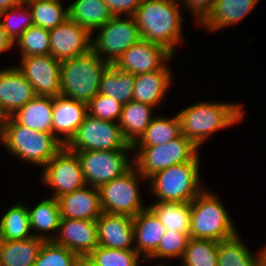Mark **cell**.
Wrapping results in <instances>:
<instances>
[{
    "label": "cell",
    "instance_id": "ee69618b",
    "mask_svg": "<svg viewBox=\"0 0 266 266\" xmlns=\"http://www.w3.org/2000/svg\"><path fill=\"white\" fill-rule=\"evenodd\" d=\"M14 49V43L12 40L7 36L6 31L2 27L0 23V54H4L6 51L10 49Z\"/></svg>",
    "mask_w": 266,
    "mask_h": 266
},
{
    "label": "cell",
    "instance_id": "484cf974",
    "mask_svg": "<svg viewBox=\"0 0 266 266\" xmlns=\"http://www.w3.org/2000/svg\"><path fill=\"white\" fill-rule=\"evenodd\" d=\"M69 19L93 34L114 15L104 0H74L68 5Z\"/></svg>",
    "mask_w": 266,
    "mask_h": 266
},
{
    "label": "cell",
    "instance_id": "603a6c76",
    "mask_svg": "<svg viewBox=\"0 0 266 266\" xmlns=\"http://www.w3.org/2000/svg\"><path fill=\"white\" fill-rule=\"evenodd\" d=\"M133 230L135 251L146 261L158 248L166 228L147 207L133 217Z\"/></svg>",
    "mask_w": 266,
    "mask_h": 266
},
{
    "label": "cell",
    "instance_id": "5b68a950",
    "mask_svg": "<svg viewBox=\"0 0 266 266\" xmlns=\"http://www.w3.org/2000/svg\"><path fill=\"white\" fill-rule=\"evenodd\" d=\"M0 146L19 161L39 169L44 167L64 146L53 135L32 130L10 117ZM38 166V167H37Z\"/></svg>",
    "mask_w": 266,
    "mask_h": 266
},
{
    "label": "cell",
    "instance_id": "e575fe53",
    "mask_svg": "<svg viewBox=\"0 0 266 266\" xmlns=\"http://www.w3.org/2000/svg\"><path fill=\"white\" fill-rule=\"evenodd\" d=\"M189 238L190 234H183L178 231H166L158 248L146 260L145 264L148 265L147 263L150 264L151 261H154L155 263L158 262L154 266H170L167 262L172 259L173 262L174 260H179L180 263V260L184 256Z\"/></svg>",
    "mask_w": 266,
    "mask_h": 266
},
{
    "label": "cell",
    "instance_id": "4316f807",
    "mask_svg": "<svg viewBox=\"0 0 266 266\" xmlns=\"http://www.w3.org/2000/svg\"><path fill=\"white\" fill-rule=\"evenodd\" d=\"M157 110L151 105L130 101L123 105L119 126L124 139L133 145L149 126ZM154 113V114H153Z\"/></svg>",
    "mask_w": 266,
    "mask_h": 266
},
{
    "label": "cell",
    "instance_id": "f6af8a7d",
    "mask_svg": "<svg viewBox=\"0 0 266 266\" xmlns=\"http://www.w3.org/2000/svg\"><path fill=\"white\" fill-rule=\"evenodd\" d=\"M11 115L0 104V140L3 138Z\"/></svg>",
    "mask_w": 266,
    "mask_h": 266
},
{
    "label": "cell",
    "instance_id": "ac0fdd59",
    "mask_svg": "<svg viewBox=\"0 0 266 266\" xmlns=\"http://www.w3.org/2000/svg\"><path fill=\"white\" fill-rule=\"evenodd\" d=\"M98 245L118 250H135L133 217L102 212L96 220Z\"/></svg>",
    "mask_w": 266,
    "mask_h": 266
},
{
    "label": "cell",
    "instance_id": "44dd1931",
    "mask_svg": "<svg viewBox=\"0 0 266 266\" xmlns=\"http://www.w3.org/2000/svg\"><path fill=\"white\" fill-rule=\"evenodd\" d=\"M61 219L96 221L102 214L98 188L85 185L57 198Z\"/></svg>",
    "mask_w": 266,
    "mask_h": 266
},
{
    "label": "cell",
    "instance_id": "7c38bea8",
    "mask_svg": "<svg viewBox=\"0 0 266 266\" xmlns=\"http://www.w3.org/2000/svg\"><path fill=\"white\" fill-rule=\"evenodd\" d=\"M40 179L56 199L87 185L77 154L65 146L42 168Z\"/></svg>",
    "mask_w": 266,
    "mask_h": 266
},
{
    "label": "cell",
    "instance_id": "d4e9b609",
    "mask_svg": "<svg viewBox=\"0 0 266 266\" xmlns=\"http://www.w3.org/2000/svg\"><path fill=\"white\" fill-rule=\"evenodd\" d=\"M54 97L35 96L26 105L17 110L11 117L20 125L32 130L53 133Z\"/></svg>",
    "mask_w": 266,
    "mask_h": 266
},
{
    "label": "cell",
    "instance_id": "60d3db41",
    "mask_svg": "<svg viewBox=\"0 0 266 266\" xmlns=\"http://www.w3.org/2000/svg\"><path fill=\"white\" fill-rule=\"evenodd\" d=\"M122 109V103L99 93L87 104L88 114L112 122H119Z\"/></svg>",
    "mask_w": 266,
    "mask_h": 266
},
{
    "label": "cell",
    "instance_id": "c3c4849f",
    "mask_svg": "<svg viewBox=\"0 0 266 266\" xmlns=\"http://www.w3.org/2000/svg\"><path fill=\"white\" fill-rule=\"evenodd\" d=\"M259 256H260V266H266V244L262 245V247L259 250Z\"/></svg>",
    "mask_w": 266,
    "mask_h": 266
},
{
    "label": "cell",
    "instance_id": "cb8c5ba5",
    "mask_svg": "<svg viewBox=\"0 0 266 266\" xmlns=\"http://www.w3.org/2000/svg\"><path fill=\"white\" fill-rule=\"evenodd\" d=\"M30 229L33 237L53 241L60 226V210L56 198L50 196L28 207ZM53 232V233H52Z\"/></svg>",
    "mask_w": 266,
    "mask_h": 266
},
{
    "label": "cell",
    "instance_id": "f1b7e54d",
    "mask_svg": "<svg viewBox=\"0 0 266 266\" xmlns=\"http://www.w3.org/2000/svg\"><path fill=\"white\" fill-rule=\"evenodd\" d=\"M148 207L155 213L166 231L190 234V203L152 201Z\"/></svg>",
    "mask_w": 266,
    "mask_h": 266
},
{
    "label": "cell",
    "instance_id": "2e32d148",
    "mask_svg": "<svg viewBox=\"0 0 266 266\" xmlns=\"http://www.w3.org/2000/svg\"><path fill=\"white\" fill-rule=\"evenodd\" d=\"M172 60L171 58L169 62L157 71L134 75L133 101L151 105L158 110L161 108L160 111L164 108L169 88L174 83L173 69L168 64Z\"/></svg>",
    "mask_w": 266,
    "mask_h": 266
},
{
    "label": "cell",
    "instance_id": "836d02e7",
    "mask_svg": "<svg viewBox=\"0 0 266 266\" xmlns=\"http://www.w3.org/2000/svg\"><path fill=\"white\" fill-rule=\"evenodd\" d=\"M25 3L35 26L51 30L69 18L68 5L64 7L62 0H28Z\"/></svg>",
    "mask_w": 266,
    "mask_h": 266
},
{
    "label": "cell",
    "instance_id": "277c9868",
    "mask_svg": "<svg viewBox=\"0 0 266 266\" xmlns=\"http://www.w3.org/2000/svg\"><path fill=\"white\" fill-rule=\"evenodd\" d=\"M205 187L190 203V237L211 239L217 242L237 235L239 230L234 224L221 197Z\"/></svg>",
    "mask_w": 266,
    "mask_h": 266
},
{
    "label": "cell",
    "instance_id": "83f0119b",
    "mask_svg": "<svg viewBox=\"0 0 266 266\" xmlns=\"http://www.w3.org/2000/svg\"><path fill=\"white\" fill-rule=\"evenodd\" d=\"M43 242V239L37 237L0 240V266H34Z\"/></svg>",
    "mask_w": 266,
    "mask_h": 266
},
{
    "label": "cell",
    "instance_id": "74e56055",
    "mask_svg": "<svg viewBox=\"0 0 266 266\" xmlns=\"http://www.w3.org/2000/svg\"><path fill=\"white\" fill-rule=\"evenodd\" d=\"M87 257L97 266H141L145 261L135 250L110 249L100 245Z\"/></svg>",
    "mask_w": 266,
    "mask_h": 266
},
{
    "label": "cell",
    "instance_id": "f546056e",
    "mask_svg": "<svg viewBox=\"0 0 266 266\" xmlns=\"http://www.w3.org/2000/svg\"><path fill=\"white\" fill-rule=\"evenodd\" d=\"M182 135L178 114L172 117L155 115L141 137L132 146H157Z\"/></svg>",
    "mask_w": 266,
    "mask_h": 266
},
{
    "label": "cell",
    "instance_id": "7a4b0ae2",
    "mask_svg": "<svg viewBox=\"0 0 266 266\" xmlns=\"http://www.w3.org/2000/svg\"><path fill=\"white\" fill-rule=\"evenodd\" d=\"M182 11L178 0H143L133 17L142 39L163 46L176 57V48L186 38L182 27L187 15Z\"/></svg>",
    "mask_w": 266,
    "mask_h": 266
},
{
    "label": "cell",
    "instance_id": "d590c367",
    "mask_svg": "<svg viewBox=\"0 0 266 266\" xmlns=\"http://www.w3.org/2000/svg\"><path fill=\"white\" fill-rule=\"evenodd\" d=\"M180 262L178 266H218V242L190 237Z\"/></svg>",
    "mask_w": 266,
    "mask_h": 266
},
{
    "label": "cell",
    "instance_id": "d6a6232c",
    "mask_svg": "<svg viewBox=\"0 0 266 266\" xmlns=\"http://www.w3.org/2000/svg\"><path fill=\"white\" fill-rule=\"evenodd\" d=\"M240 235L218 242V266H260L259 251L252 252Z\"/></svg>",
    "mask_w": 266,
    "mask_h": 266
},
{
    "label": "cell",
    "instance_id": "f35d334b",
    "mask_svg": "<svg viewBox=\"0 0 266 266\" xmlns=\"http://www.w3.org/2000/svg\"><path fill=\"white\" fill-rule=\"evenodd\" d=\"M0 23L13 43L26 29L34 25L31 10L24 2L16 7L1 11Z\"/></svg>",
    "mask_w": 266,
    "mask_h": 266
},
{
    "label": "cell",
    "instance_id": "9a60e30c",
    "mask_svg": "<svg viewBox=\"0 0 266 266\" xmlns=\"http://www.w3.org/2000/svg\"><path fill=\"white\" fill-rule=\"evenodd\" d=\"M50 55L59 61L83 55L92 50V34L69 18L49 30Z\"/></svg>",
    "mask_w": 266,
    "mask_h": 266
},
{
    "label": "cell",
    "instance_id": "d6986e66",
    "mask_svg": "<svg viewBox=\"0 0 266 266\" xmlns=\"http://www.w3.org/2000/svg\"><path fill=\"white\" fill-rule=\"evenodd\" d=\"M87 103L64 97H54L52 128L53 135L65 146L83 122Z\"/></svg>",
    "mask_w": 266,
    "mask_h": 266
},
{
    "label": "cell",
    "instance_id": "30bf717a",
    "mask_svg": "<svg viewBox=\"0 0 266 266\" xmlns=\"http://www.w3.org/2000/svg\"><path fill=\"white\" fill-rule=\"evenodd\" d=\"M140 39L139 28L133 16H113L92 34V50L100 59L113 65Z\"/></svg>",
    "mask_w": 266,
    "mask_h": 266
},
{
    "label": "cell",
    "instance_id": "ba28073f",
    "mask_svg": "<svg viewBox=\"0 0 266 266\" xmlns=\"http://www.w3.org/2000/svg\"><path fill=\"white\" fill-rule=\"evenodd\" d=\"M147 180L133 165L127 172L98 187L102 212L131 217L148 207L143 202L142 183Z\"/></svg>",
    "mask_w": 266,
    "mask_h": 266
},
{
    "label": "cell",
    "instance_id": "8fae6325",
    "mask_svg": "<svg viewBox=\"0 0 266 266\" xmlns=\"http://www.w3.org/2000/svg\"><path fill=\"white\" fill-rule=\"evenodd\" d=\"M132 152L133 150H86L75 153L80 160L86 184L98 188L120 177L134 165Z\"/></svg>",
    "mask_w": 266,
    "mask_h": 266
},
{
    "label": "cell",
    "instance_id": "3957f363",
    "mask_svg": "<svg viewBox=\"0 0 266 266\" xmlns=\"http://www.w3.org/2000/svg\"><path fill=\"white\" fill-rule=\"evenodd\" d=\"M201 156L194 161L170 166L147 179L145 191L151 192L155 201L191 203L205 188L200 176Z\"/></svg>",
    "mask_w": 266,
    "mask_h": 266
},
{
    "label": "cell",
    "instance_id": "8d00e7d4",
    "mask_svg": "<svg viewBox=\"0 0 266 266\" xmlns=\"http://www.w3.org/2000/svg\"><path fill=\"white\" fill-rule=\"evenodd\" d=\"M15 48H19V58L29 56H41L50 54V35L49 30L31 26L26 29L14 42Z\"/></svg>",
    "mask_w": 266,
    "mask_h": 266
},
{
    "label": "cell",
    "instance_id": "7bdbcfd3",
    "mask_svg": "<svg viewBox=\"0 0 266 266\" xmlns=\"http://www.w3.org/2000/svg\"><path fill=\"white\" fill-rule=\"evenodd\" d=\"M114 16H133L143 0H104Z\"/></svg>",
    "mask_w": 266,
    "mask_h": 266
},
{
    "label": "cell",
    "instance_id": "e0dca14e",
    "mask_svg": "<svg viewBox=\"0 0 266 266\" xmlns=\"http://www.w3.org/2000/svg\"><path fill=\"white\" fill-rule=\"evenodd\" d=\"M53 242L75 252L79 257H87L98 246L96 221L61 219Z\"/></svg>",
    "mask_w": 266,
    "mask_h": 266
},
{
    "label": "cell",
    "instance_id": "9c48e42d",
    "mask_svg": "<svg viewBox=\"0 0 266 266\" xmlns=\"http://www.w3.org/2000/svg\"><path fill=\"white\" fill-rule=\"evenodd\" d=\"M65 147L74 153L86 150H133L132 145L124 139L118 122L101 120L88 113Z\"/></svg>",
    "mask_w": 266,
    "mask_h": 266
},
{
    "label": "cell",
    "instance_id": "4fadbf2b",
    "mask_svg": "<svg viewBox=\"0 0 266 266\" xmlns=\"http://www.w3.org/2000/svg\"><path fill=\"white\" fill-rule=\"evenodd\" d=\"M17 68L33 86L37 96L61 95V61L53 56H29L20 58Z\"/></svg>",
    "mask_w": 266,
    "mask_h": 266
},
{
    "label": "cell",
    "instance_id": "b9f144b4",
    "mask_svg": "<svg viewBox=\"0 0 266 266\" xmlns=\"http://www.w3.org/2000/svg\"><path fill=\"white\" fill-rule=\"evenodd\" d=\"M179 5L184 7V12L189 11L190 16L196 25V28L207 19V17L212 13L216 0H178ZM186 10V11H185Z\"/></svg>",
    "mask_w": 266,
    "mask_h": 266
},
{
    "label": "cell",
    "instance_id": "6da1fadb",
    "mask_svg": "<svg viewBox=\"0 0 266 266\" xmlns=\"http://www.w3.org/2000/svg\"><path fill=\"white\" fill-rule=\"evenodd\" d=\"M242 102L201 101L181 108L177 113L181 132L200 150L218 131L240 124L246 116ZM244 107V108H243ZM245 115V116H244Z\"/></svg>",
    "mask_w": 266,
    "mask_h": 266
},
{
    "label": "cell",
    "instance_id": "7402d4cb",
    "mask_svg": "<svg viewBox=\"0 0 266 266\" xmlns=\"http://www.w3.org/2000/svg\"><path fill=\"white\" fill-rule=\"evenodd\" d=\"M260 0H216L212 13L200 25L208 34H213L240 25L257 9Z\"/></svg>",
    "mask_w": 266,
    "mask_h": 266
},
{
    "label": "cell",
    "instance_id": "8992f818",
    "mask_svg": "<svg viewBox=\"0 0 266 266\" xmlns=\"http://www.w3.org/2000/svg\"><path fill=\"white\" fill-rule=\"evenodd\" d=\"M109 65L93 50L61 61V95L88 104L98 94L102 74Z\"/></svg>",
    "mask_w": 266,
    "mask_h": 266
},
{
    "label": "cell",
    "instance_id": "ab89813d",
    "mask_svg": "<svg viewBox=\"0 0 266 266\" xmlns=\"http://www.w3.org/2000/svg\"><path fill=\"white\" fill-rule=\"evenodd\" d=\"M79 256L53 241H44L38 252L34 266H77Z\"/></svg>",
    "mask_w": 266,
    "mask_h": 266
},
{
    "label": "cell",
    "instance_id": "52a82bcc",
    "mask_svg": "<svg viewBox=\"0 0 266 266\" xmlns=\"http://www.w3.org/2000/svg\"><path fill=\"white\" fill-rule=\"evenodd\" d=\"M133 162L147 180L153 174L170 166L194 161L200 149L184 135L157 146H132Z\"/></svg>",
    "mask_w": 266,
    "mask_h": 266
},
{
    "label": "cell",
    "instance_id": "7dc6e473",
    "mask_svg": "<svg viewBox=\"0 0 266 266\" xmlns=\"http://www.w3.org/2000/svg\"><path fill=\"white\" fill-rule=\"evenodd\" d=\"M77 266H97L88 257H80Z\"/></svg>",
    "mask_w": 266,
    "mask_h": 266
},
{
    "label": "cell",
    "instance_id": "4dcf8cb0",
    "mask_svg": "<svg viewBox=\"0 0 266 266\" xmlns=\"http://www.w3.org/2000/svg\"><path fill=\"white\" fill-rule=\"evenodd\" d=\"M134 87L135 78L133 74L122 72L110 64L102 74L98 93L124 105L133 101Z\"/></svg>",
    "mask_w": 266,
    "mask_h": 266
},
{
    "label": "cell",
    "instance_id": "1f68e13d",
    "mask_svg": "<svg viewBox=\"0 0 266 266\" xmlns=\"http://www.w3.org/2000/svg\"><path fill=\"white\" fill-rule=\"evenodd\" d=\"M26 203L15 202L0 219V240H24L32 238Z\"/></svg>",
    "mask_w": 266,
    "mask_h": 266
},
{
    "label": "cell",
    "instance_id": "bcb514c9",
    "mask_svg": "<svg viewBox=\"0 0 266 266\" xmlns=\"http://www.w3.org/2000/svg\"><path fill=\"white\" fill-rule=\"evenodd\" d=\"M22 2L20 0H0V12L8 10L9 8L16 7Z\"/></svg>",
    "mask_w": 266,
    "mask_h": 266
},
{
    "label": "cell",
    "instance_id": "ffe728a7",
    "mask_svg": "<svg viewBox=\"0 0 266 266\" xmlns=\"http://www.w3.org/2000/svg\"><path fill=\"white\" fill-rule=\"evenodd\" d=\"M9 66L0 67V104L12 116L36 94L17 66Z\"/></svg>",
    "mask_w": 266,
    "mask_h": 266
},
{
    "label": "cell",
    "instance_id": "5bb4252c",
    "mask_svg": "<svg viewBox=\"0 0 266 266\" xmlns=\"http://www.w3.org/2000/svg\"><path fill=\"white\" fill-rule=\"evenodd\" d=\"M171 58H176L163 46L140 39L130 46L113 64L122 72L133 75L161 69Z\"/></svg>",
    "mask_w": 266,
    "mask_h": 266
}]
</instances>
